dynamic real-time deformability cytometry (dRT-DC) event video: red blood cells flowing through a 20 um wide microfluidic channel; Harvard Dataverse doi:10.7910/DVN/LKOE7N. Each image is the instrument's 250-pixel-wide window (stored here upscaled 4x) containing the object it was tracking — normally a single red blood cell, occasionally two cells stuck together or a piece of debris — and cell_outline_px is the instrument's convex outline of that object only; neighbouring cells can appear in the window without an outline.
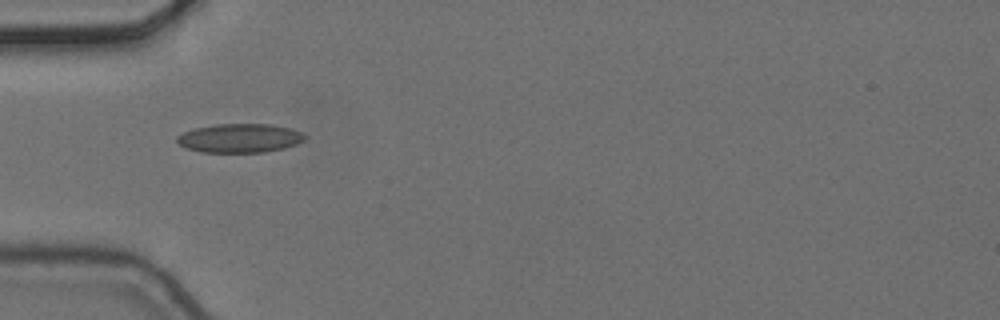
{"species": "common noctule bat (a hibernating species)", "species_latin": "Nyctalus noctula", "temperature_condition": "cold", "stored_images_in_passage": 4, "camera_frame_rate_fps": 3000, "um_per_image_px": 0.085, "animal": {"sex": "female", "body_mass_g": 24.6, "forearm_length_mm": 56.2}, "frame": {"image": 1, "passage_image": 1, "time_ms": 0.0, "image_size_px": [1000, 320], "cell_outline_px": [[308, 136], [304, 140], [296, 144], [284, 148], [264, 152], [200, 152], [184, 148], [176, 140], [176, 136], [184, 132], [196, 128], [216, 124], [272, 124], [292, 128]], "centroid_in_image_um": [20.39, 11.74], "position_along_channel_um": 64.6, "area_um2": 21.62}}
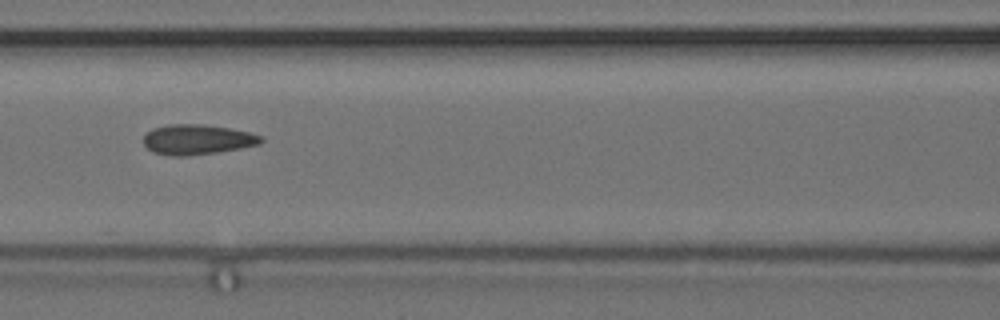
{"frame": {"image": 2, "passage_image": 3, "time_ms": 0.667, "image_size_px": [1000, 320], "cell_outline_px": [[264, 140], [260, 144], [240, 148], [216, 152], [188, 156], [172, 156], [152, 152], [144, 144], [144, 136], [152, 128], [168, 124], [204, 124], [228, 128], [248, 132], [264, 136]], "centroid_in_image_um": [16.77, 11.86], "position_along_channel_um": 149.8, "area_um2": 20.63}}
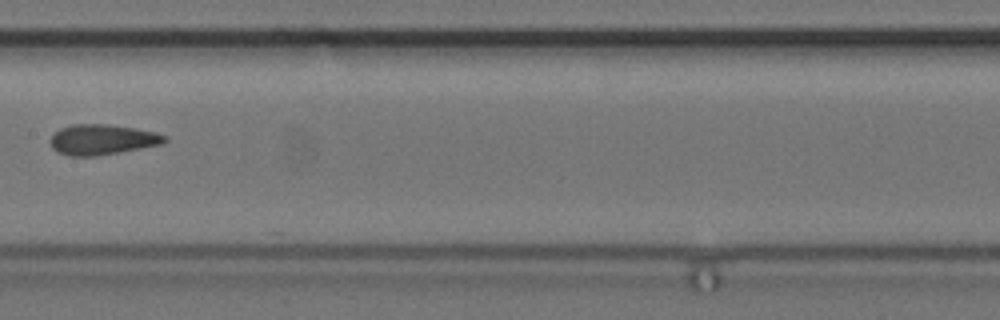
{"frame": {"image": 3, "passage_image": 4, "time_ms": 1.0, "image_size_px": [1000, 320], "cell_outline_px": [[168, 140], [164, 144], [96, 156], [68, 156], [56, 152], [52, 148], [48, 140], [60, 128], [72, 124], [108, 124], [156, 132], [168, 136]], "centroid_in_image_um": [8.68, 11.87], "position_along_channel_um": 198.7, "area_um2": 20.4}}